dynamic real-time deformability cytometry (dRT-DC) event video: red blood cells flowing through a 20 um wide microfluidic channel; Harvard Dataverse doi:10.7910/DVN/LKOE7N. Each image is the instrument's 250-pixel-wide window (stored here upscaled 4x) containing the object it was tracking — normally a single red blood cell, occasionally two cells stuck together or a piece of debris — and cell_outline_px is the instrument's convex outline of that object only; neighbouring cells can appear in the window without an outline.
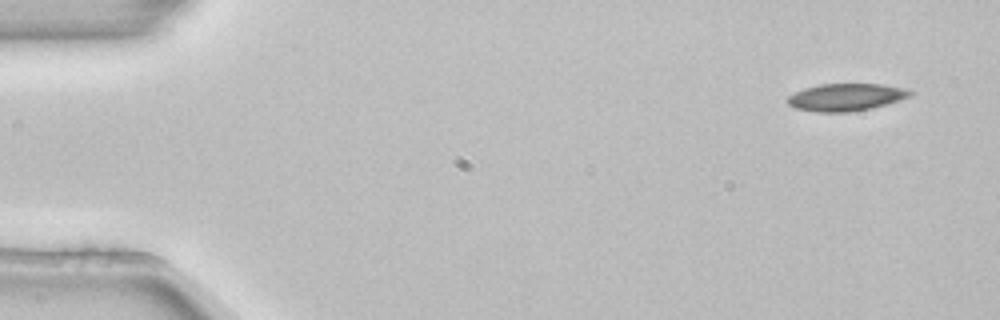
{"species": "common noctule bat (a hibernating species)", "species_latin": "Nyctalus noctula", "temperature_condition": "room temperature", "stored_images_in_passage": 4, "camera_frame_rate_fps": 3000, "um_per_image_px": 0.085, "animal": {"sex": "female", "body_mass_g": 22.7, "forearm_length_mm": 54.2}, "frame": {"image": 1, "passage_image": 1, "time_ms": 0.0, "image_size_px": [1000, 320], "cell_outline_px": [[916, 92], [912, 96], [888, 104], [872, 108], [848, 112], [816, 112], [792, 108], [788, 104], [788, 96], [804, 88], [820, 84], [884, 84], [908, 88]], "centroid_in_image_um": [71.97, 8.26], "position_along_channel_um": 13.0, "area_um2": 19.88}}
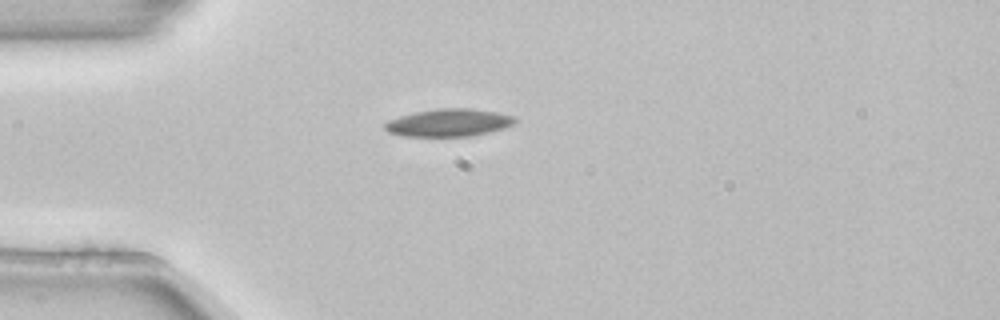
{"frame": {"image": 2, "passage_image": 4, "time_ms": 1.0, "image_size_px": [1000, 320], "cell_outline_px": [[516, 124], [504, 128], [472, 136], [404, 136], [388, 132], [384, 128], [384, 124], [388, 120], [400, 116], [416, 112], [436, 108], [472, 108], [496, 112], [512, 116], [516, 120]], "centroid_in_image_um": [38.15, 10.42], "position_along_channel_um": 46.9, "area_um2": 20.92}}